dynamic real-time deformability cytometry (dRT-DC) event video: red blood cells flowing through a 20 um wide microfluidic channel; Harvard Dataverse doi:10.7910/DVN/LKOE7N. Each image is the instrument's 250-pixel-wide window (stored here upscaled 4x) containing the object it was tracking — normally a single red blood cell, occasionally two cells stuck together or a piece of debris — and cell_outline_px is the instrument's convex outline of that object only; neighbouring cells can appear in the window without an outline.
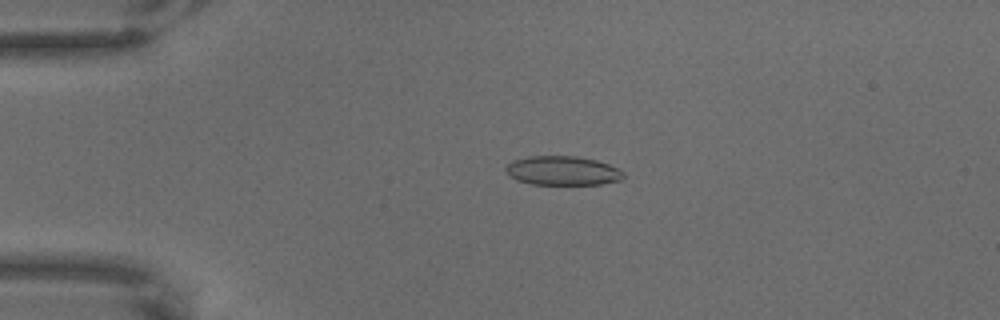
{"species": "common noctule bat (a hibernating species)", "species_latin": "Nyctalus noctula", "temperature_condition": "warm", "stored_images_in_passage": 55, "camera_frame_rate_fps": 3000, "um_per_image_px": 0.085, "animal": {"sex": "male", "body_mass_g": 18.8}, "frame": {"image": 1, "passage_image": 5, "time_ms": 1.333, "image_size_px": [1000, 320], "cell_outline_px": [[624, 176], [620, 180], [600, 184], [532, 184], [516, 180], [508, 176], [504, 168], [512, 160], [528, 156], [576, 156], [596, 160], [608, 164], [624, 172]], "centroid_in_image_um": [47.77, 14.5], "position_along_channel_um": 37.2, "area_um2": 20.0}}
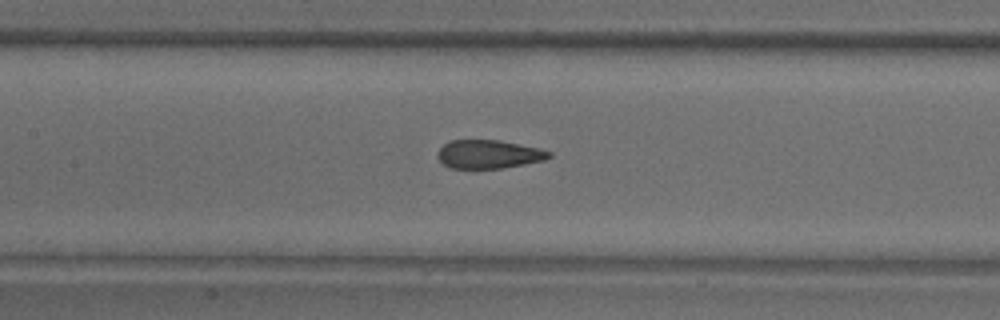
{"frame": {"image": 2, "passage_image": 21, "time_ms": 6.667, "image_size_px": [1000, 320], "cell_outline_px": [[552, 156], [544, 160], [524, 164], [500, 168], [448, 168], [436, 156], [436, 152], [444, 144], [452, 140], [496, 140], [536, 148], [552, 152]], "centroid_in_image_um": [41.49, 13.11], "position_along_channel_um": 165.9, "area_um2": 18.26}}
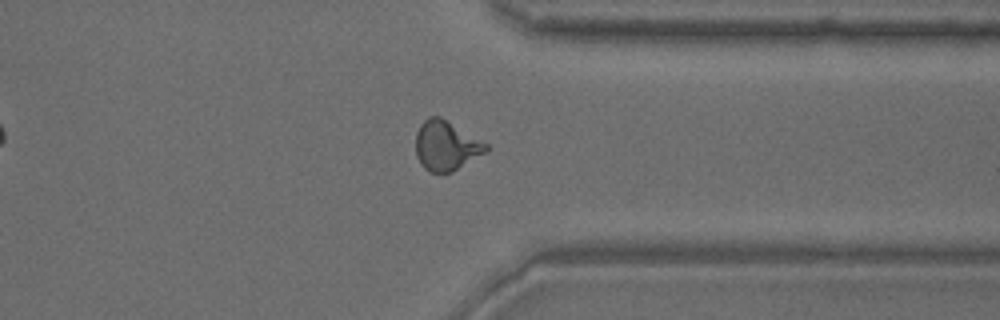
{"frame": {"image": 3, "passage_image": 41, "time_ms": 13.333, "image_size_px": [1000, 320], "cell_outline_px": [[488, 152], [452, 172], [432, 172], [424, 168], [420, 164], [416, 156], [416, 132], [420, 124], [428, 116], [440, 116], [488, 144]], "centroid_in_image_um": [37.92, 12.38], "position_along_channel_um": 373.5, "area_um2": 20.46}}